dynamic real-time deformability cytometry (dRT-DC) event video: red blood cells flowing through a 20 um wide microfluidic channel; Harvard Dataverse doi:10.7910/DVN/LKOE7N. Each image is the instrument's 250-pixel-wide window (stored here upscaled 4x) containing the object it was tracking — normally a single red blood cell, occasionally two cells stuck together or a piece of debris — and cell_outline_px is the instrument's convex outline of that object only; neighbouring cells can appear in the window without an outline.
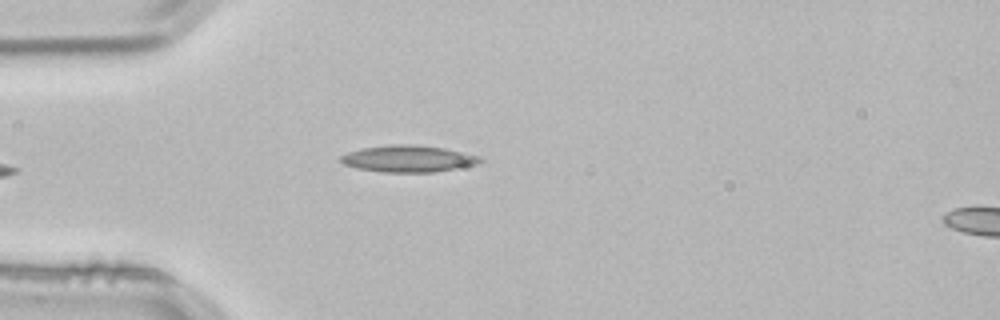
{"species": "common noctule bat (a hibernating species)", "species_latin": "Nyctalus noctula", "temperature_condition": "room temperature", "stored_images_in_passage": 4, "camera_frame_rate_fps": 3000, "um_per_image_px": 0.085, "animal": {"sex": "male", "body_mass_g": 21.5, "forearm_length_mm": 52.0}, "frame": {"image": 1, "passage_image": 4, "time_ms": 1.0, "image_size_px": [1000, 320], "cell_outline_px": [[484, 160], [476, 164], [436, 172], [380, 172], [356, 168], [344, 164], [340, 160], [340, 156], [348, 152], [360, 148], [392, 144], [412, 144], [444, 148], [464, 152], [480, 156]], "centroid_in_image_um": [34.69, 13.49], "position_along_channel_um": 50.3, "area_um2": 21.79}}